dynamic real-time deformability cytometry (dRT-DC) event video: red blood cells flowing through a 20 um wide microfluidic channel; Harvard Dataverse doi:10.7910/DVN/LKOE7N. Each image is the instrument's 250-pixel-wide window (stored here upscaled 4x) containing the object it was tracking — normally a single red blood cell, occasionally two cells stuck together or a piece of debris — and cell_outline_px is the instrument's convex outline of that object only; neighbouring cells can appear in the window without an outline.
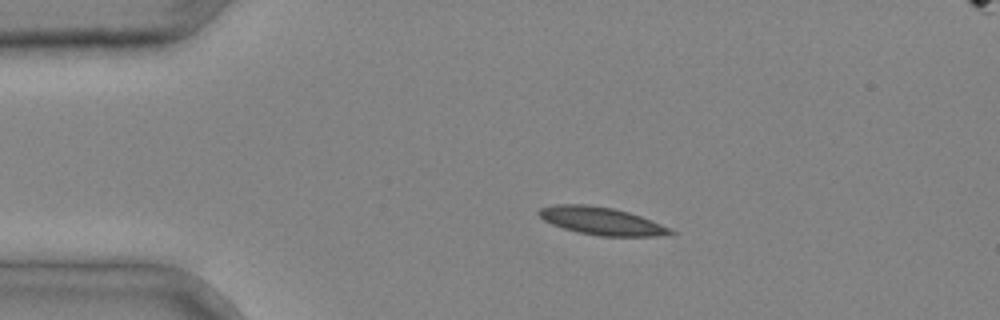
{"species": "common noctule bat (a hibernating species)", "species_latin": "Nyctalus noctula", "temperature_condition": "cold", "stored_images_in_passage": 4, "camera_frame_rate_fps": 3000, "um_per_image_px": 0.085, "animal": {"sex": "male", "body_mass_g": 20.4}, "frame": {"image": 1, "passage_image": 3, "time_ms": 0.667, "image_size_px": [1000, 320], "cell_outline_px": [[676, 232], [656, 236], [600, 236], [580, 232], [564, 228], [552, 224], [544, 220], [536, 212], [540, 208], [556, 204], [588, 204], [616, 208], [652, 220], [672, 228]], "centroid_in_image_um": [51.13, 18.77], "position_along_channel_um": 33.9, "area_um2": 21.21}}